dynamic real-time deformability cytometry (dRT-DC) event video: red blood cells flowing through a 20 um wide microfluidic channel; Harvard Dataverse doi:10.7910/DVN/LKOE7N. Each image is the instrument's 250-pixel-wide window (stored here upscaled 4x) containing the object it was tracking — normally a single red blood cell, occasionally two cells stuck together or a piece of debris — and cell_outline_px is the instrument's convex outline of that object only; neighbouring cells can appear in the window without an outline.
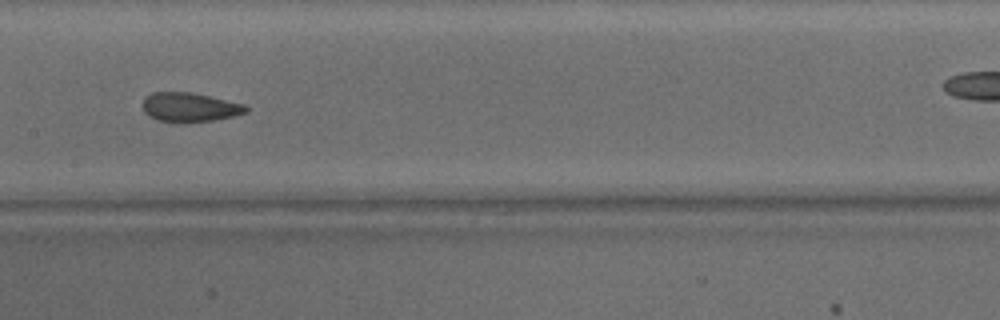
{"species": "common noctule bat (a hibernating species)", "species_latin": "Nyctalus noctula", "temperature_condition": "warm", "stored_images_in_passage": 32, "camera_frame_rate_fps": 3000, "um_per_image_px": 0.085, "animal": {"sex": "male", "body_mass_g": 15.6}, "frame": {"image": 1, "passage_image": 23, "time_ms": 7.333, "image_size_px": [1000, 320], "cell_outline_px": [[248, 112], [232, 116], [212, 120], [156, 120], [148, 116], [144, 112], [140, 104], [152, 92], [192, 92], [244, 104], [248, 108]], "centroid_in_image_um": [16.1, 9.08], "position_along_channel_um": 191.3, "area_um2": 17.05}}